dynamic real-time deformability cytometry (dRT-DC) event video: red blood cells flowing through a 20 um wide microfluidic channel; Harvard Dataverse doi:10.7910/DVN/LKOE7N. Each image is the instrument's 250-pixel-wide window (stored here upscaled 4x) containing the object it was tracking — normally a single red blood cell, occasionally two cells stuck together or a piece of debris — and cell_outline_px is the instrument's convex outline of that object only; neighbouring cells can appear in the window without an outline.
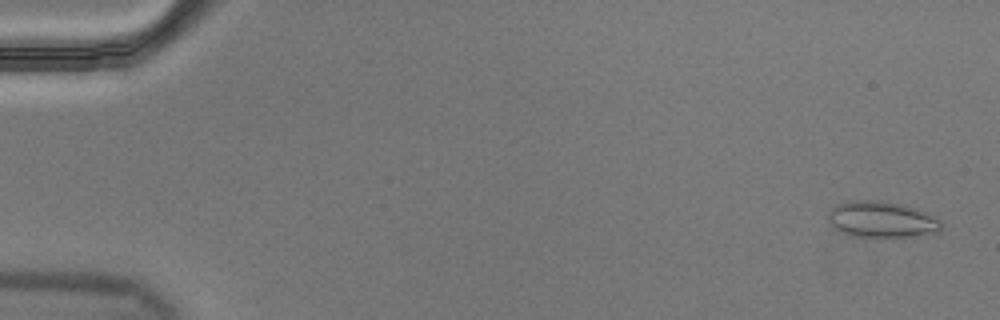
{"species": "Egyptian fruit bat (a non-hibernating species)", "species_latin": "Rousettus aegyptiacus", "temperature_condition": "cold", "stored_images_in_passage": 57, "camera_frame_rate_fps": 3000, "um_per_image_px": 0.085, "animal": {"sex": "male"}, "frame": {"image": 1, "passage_image": 2, "time_ms": 0.333, "image_size_px": [1000, 320], "cell_outline_px": [[940, 228], [936, 232], [916, 236], [852, 236], [840, 232], [828, 220], [828, 212], [836, 204], [848, 200], [880, 200], [904, 204], [916, 208], [940, 220]], "centroid_in_image_um": [74.9, 18.63], "position_along_channel_um": 10.1, "area_um2": 23.7}}
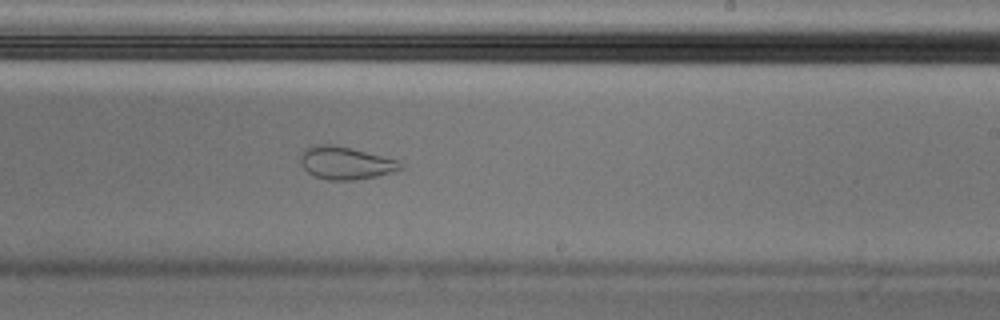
{"frame": {"image": 2, "passage_image": 35, "time_ms": 11.333, "image_size_px": [1000, 320], "cell_outline_px": [[404, 168], [392, 172], [376, 176], [356, 180], [328, 180], [316, 176], [308, 172], [304, 168], [300, 160], [300, 156], [312, 144], [332, 144], [352, 148], [400, 160], [404, 164]], "centroid_in_image_um": [29.43, 13.85], "position_along_channel_um": 259.6, "area_um2": 19.13}}
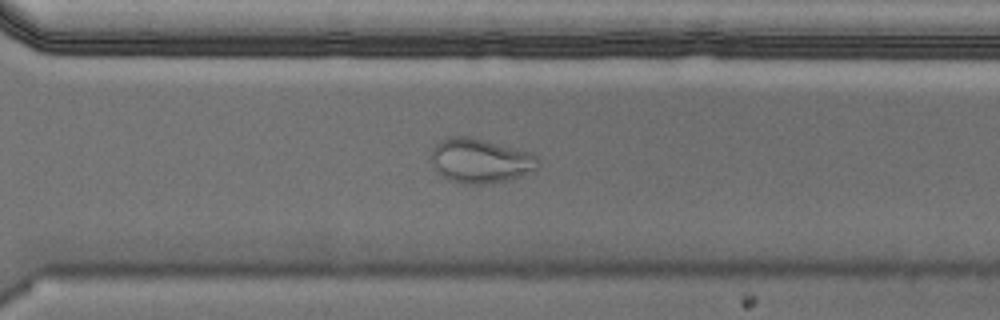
{"frame": {"image": 3, "passage_image": 41, "time_ms": 13.333, "image_size_px": [1000, 320], "cell_outline_px": [[540, 168], [508, 180], [488, 184], [464, 184], [448, 180], [436, 172], [432, 168], [432, 148], [440, 140], [448, 136], [468, 136], [484, 140], [528, 152], [536, 156], [540, 160]], "centroid_in_image_um": [40.8, 13.67], "position_along_channel_um": 329.8, "area_um2": 27.86}}